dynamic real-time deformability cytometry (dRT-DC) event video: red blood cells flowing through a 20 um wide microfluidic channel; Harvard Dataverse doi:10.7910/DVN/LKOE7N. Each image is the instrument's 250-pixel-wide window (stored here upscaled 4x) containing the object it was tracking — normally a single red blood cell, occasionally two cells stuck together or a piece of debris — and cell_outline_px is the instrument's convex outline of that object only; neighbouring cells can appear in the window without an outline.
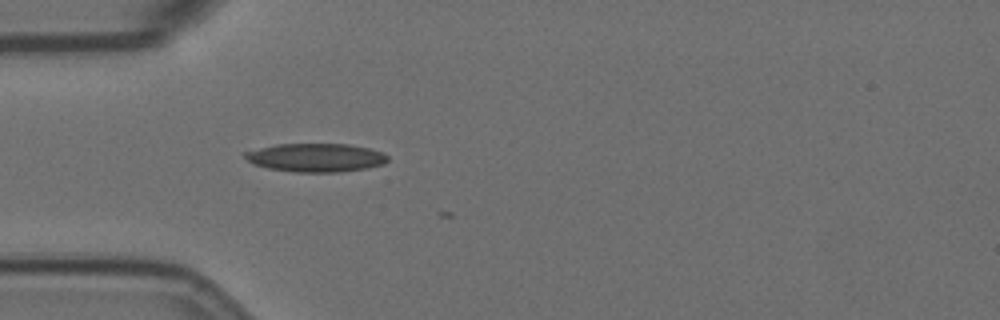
{"species": "Egyptian fruit bat (a non-hibernating species)", "species_latin": "Rousettus aegyptiacus", "temperature_condition": "room temperature", "stored_images_in_passage": 3, "camera_frame_rate_fps": 3000, "um_per_image_px": 0.085, "animal": {"sex": "female"}, "frame": {"image": 1, "passage_image": 1, "time_ms": 0.0, "image_size_px": [1000, 320], "cell_outline_px": [[388, 160], [384, 164], [368, 168], [340, 172], [296, 172], [268, 168], [252, 164], [244, 156], [244, 152], [276, 144], [348, 144], [368, 148], [384, 152], [388, 156]], "centroid_in_image_um": [26.87, 13.4], "position_along_channel_um": 58.1, "area_um2": 23.76}}